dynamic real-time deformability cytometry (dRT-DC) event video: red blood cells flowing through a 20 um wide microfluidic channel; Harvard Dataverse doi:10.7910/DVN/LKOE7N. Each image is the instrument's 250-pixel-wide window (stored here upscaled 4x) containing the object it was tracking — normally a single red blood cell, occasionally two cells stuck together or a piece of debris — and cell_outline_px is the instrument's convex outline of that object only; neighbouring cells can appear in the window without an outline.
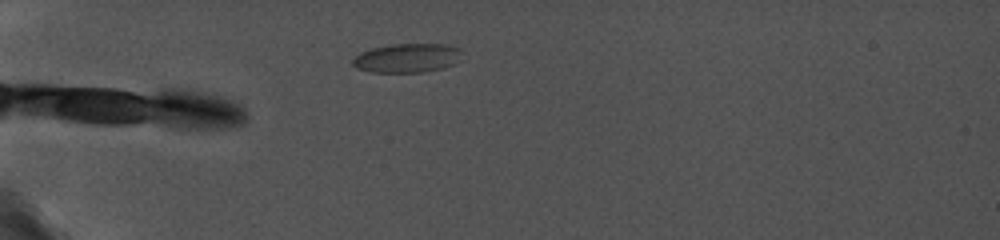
{"species": "common noctule bat (a hibernating species)", "species_latin": "Nyctalus noctula", "temperature_condition": "cold", "stored_images_in_passage": 24, "camera_frame_rate_fps": 5000, "um_per_image_px": 0.085, "animal": {"sex": "female", "body_mass_g": 19.0, "forearm_length_mm": 56.7}, "frame": {"image": 1, "passage_image": 1, "time_ms": 0.0, "image_size_px": [1000, 240], "cell_outline_px": [[460, 52], [452, 64], [444, 68], [424, 72], [368, 72], [356, 68], [352, 64], [352, 60], [360, 52], [372, 48], [392, 44], [444, 44], [460, 48]], "centroid_in_image_um": [34.53, 4.93], "position_along_channel_um": 50.5, "area_um2": 18.32}}
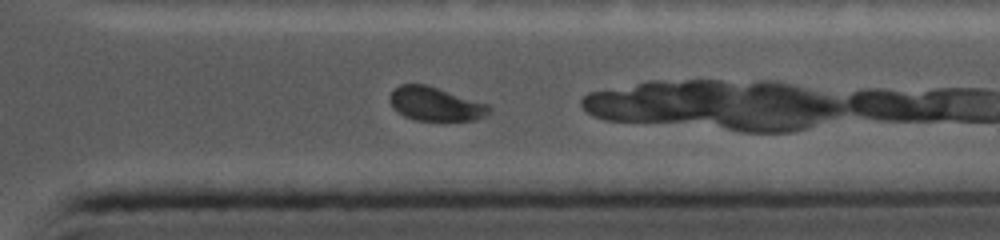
{"frame": {"image": 2, "passage_image": 21, "time_ms": 7.0, "image_size_px": [1000, 240], "cell_outline_px": [[492, 108], [484, 116], [476, 120], [416, 120], [404, 116], [392, 104], [388, 96], [400, 84], [424, 84], [488, 104]], "centroid_in_image_um": [37.02, 8.84], "position_along_channel_um": 374.4, "area_um2": 19.07}}